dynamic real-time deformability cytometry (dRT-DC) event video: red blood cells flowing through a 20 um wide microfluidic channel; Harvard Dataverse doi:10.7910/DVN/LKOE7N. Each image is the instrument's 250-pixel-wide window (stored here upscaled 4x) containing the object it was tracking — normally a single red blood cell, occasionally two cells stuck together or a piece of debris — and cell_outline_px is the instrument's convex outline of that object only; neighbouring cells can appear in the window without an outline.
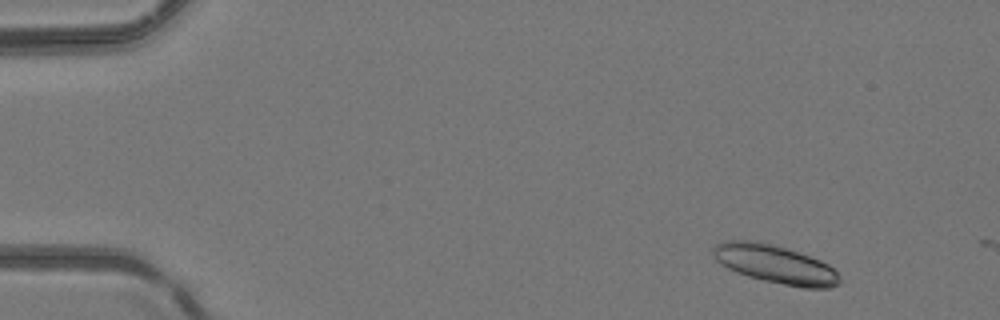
{"species": "common noctule bat (a hibernating species)", "species_latin": "Nyctalus noctula", "temperature_condition": "room temperature", "stored_images_in_passage": 5, "camera_frame_rate_fps": 3000, "um_per_image_px": 0.085, "animal": {"sex": "female", "body_mass_g": 24.6, "forearm_length_mm": 56.2}, "frame": {"image": 1, "passage_image": 1, "time_ms": 0.0, "image_size_px": [1000, 320], "cell_outline_px": [[840, 284], [828, 288], [804, 288], [764, 280], [748, 276], [736, 272], [720, 264], [716, 260], [712, 252], [712, 248], [716, 244], [728, 240], [756, 240], [772, 244], [820, 260], [828, 264], [840, 276]], "centroid_in_image_um": [65.87, 22.45], "position_along_channel_um": 19.1, "area_um2": 28.09}}